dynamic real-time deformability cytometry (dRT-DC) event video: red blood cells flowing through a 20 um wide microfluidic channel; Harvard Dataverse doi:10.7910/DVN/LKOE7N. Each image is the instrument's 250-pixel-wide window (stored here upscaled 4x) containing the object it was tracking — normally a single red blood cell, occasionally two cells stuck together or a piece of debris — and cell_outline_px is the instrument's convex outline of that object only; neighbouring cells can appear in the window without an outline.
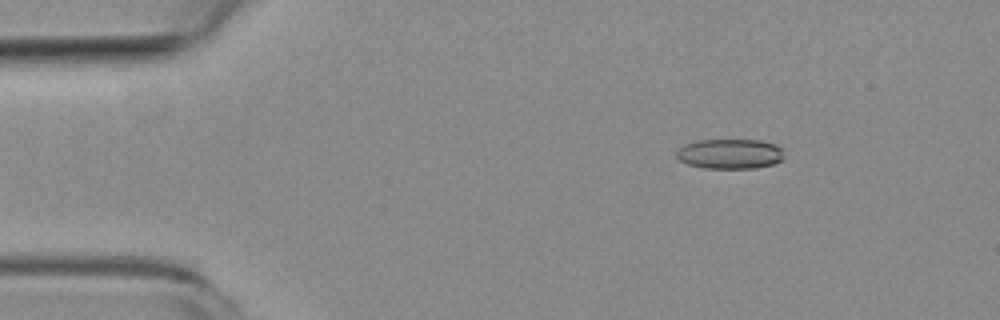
{"species": "common noctule bat (a hibernating species)", "species_latin": "Nyctalus noctula", "temperature_condition": "room temperature", "stored_images_in_passage": 6, "segment_of_instrument_passage": [1, 2], "camera_frame_rate_fps": 3000, "um_per_image_px": 0.085, "animal": {"sex": "female", "body_mass_g": 19.3, "forearm_length_mm": 54.1}, "frame": {"image": 1, "passage_image": 3, "time_ms": 2.0, "image_size_px": [1000, 320], "cell_outline_px": [[784, 160], [772, 164], [756, 168], [704, 168], [688, 164], [680, 160], [676, 156], [676, 152], [684, 144], [696, 140], [760, 140], [776, 144], [784, 148]], "centroid_in_image_um": [62.09, 13.07], "position_along_channel_um": 22.9, "area_um2": 19.02}}